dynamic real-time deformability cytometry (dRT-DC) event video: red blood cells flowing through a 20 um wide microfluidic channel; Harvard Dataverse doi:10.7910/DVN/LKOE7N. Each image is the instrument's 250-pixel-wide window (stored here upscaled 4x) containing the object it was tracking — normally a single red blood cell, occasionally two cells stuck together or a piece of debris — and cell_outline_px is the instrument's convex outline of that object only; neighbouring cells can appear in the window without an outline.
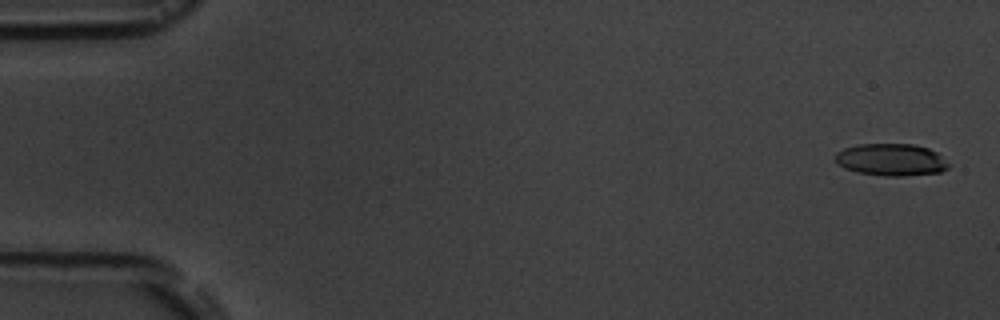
{"species": "common noctule bat (a hibernating species)", "species_latin": "Nyctalus noctula", "temperature_condition": "room temperature", "stored_images_in_passage": 15, "camera_frame_rate_fps": 3000, "um_per_image_px": 0.085, "animal": {"sex": "male", "body_mass_g": 19.5, "forearm_length_mm": 54.6}, "frame": {"image": 1, "passage_image": 1, "time_ms": 0.0, "image_size_px": [1000, 320], "cell_outline_px": [[948, 168], [940, 172], [904, 176], [884, 176], [856, 172], [844, 168], [836, 164], [836, 152], [844, 148], [860, 144], [912, 144], [928, 148], [936, 152], [948, 164]], "centroid_in_image_um": [75.71, 13.58], "position_along_channel_um": 9.3, "area_um2": 21.15}}
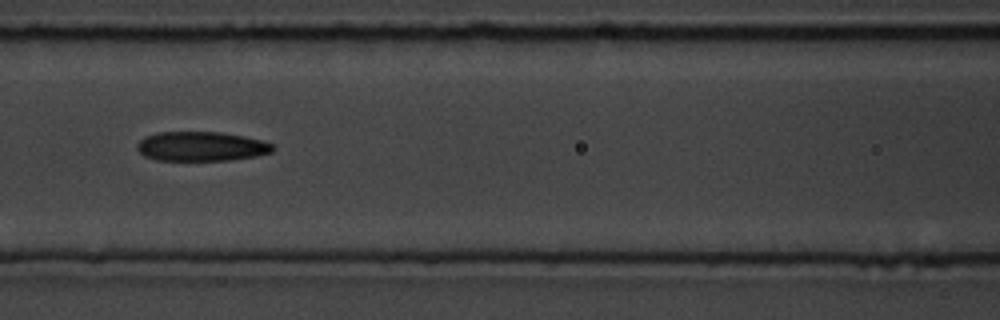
{"frame": {"image": 2, "passage_image": 7, "time_ms": 7.667, "image_size_px": [1000, 320], "cell_outline_px": [[276, 148], [272, 152], [256, 156], [228, 160], [156, 160], [144, 156], [136, 148], [136, 144], [140, 140], [156, 132], [220, 132], [244, 136], [260, 140], [272, 144]], "centroid_in_image_um": [17.1, 12.44], "position_along_channel_um": 149.5, "area_um2": 23.24}}
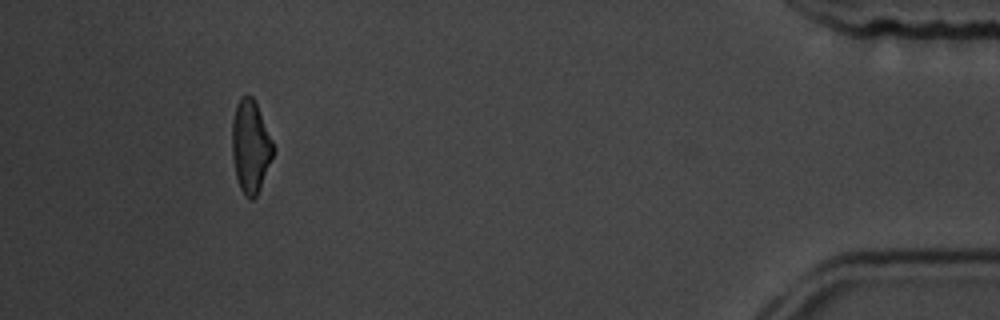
{"frame": {"image": 3, "passage_image": 14, "time_ms": 16.667, "image_size_px": [1000, 320], "cell_outline_px": [[276, 148], [260, 188], [256, 196], [252, 200], [248, 200], [244, 196], [240, 188], [236, 176], [232, 156], [232, 120], [236, 104], [240, 96], [252, 96], [256, 104]], "centroid_in_image_um": [21.29, 12.47], "position_along_channel_um": 413.9, "area_um2": 22.25}, "authors_computed_cell_mechanics": {"area_um2": 23.12, "velocity_mm_per_s": 3.6675, "shape_relaxation_time_tau1_ms": 3.4678, "shape_relaxation_time_tau2_ms": 3.3931, "deformation_change_tau1": 0.1227, "deformation_change_tau2": 0.1022}}